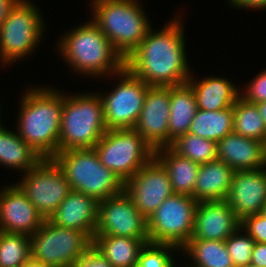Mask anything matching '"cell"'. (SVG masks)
<instances>
[{"label": "cell", "instance_id": "ba28073f", "mask_svg": "<svg viewBox=\"0 0 266 267\" xmlns=\"http://www.w3.org/2000/svg\"><path fill=\"white\" fill-rule=\"evenodd\" d=\"M39 8L19 0L0 26V60L5 66L25 58L43 38L44 21Z\"/></svg>", "mask_w": 266, "mask_h": 267}, {"label": "cell", "instance_id": "277c9868", "mask_svg": "<svg viewBox=\"0 0 266 267\" xmlns=\"http://www.w3.org/2000/svg\"><path fill=\"white\" fill-rule=\"evenodd\" d=\"M138 0H92V21L125 60L151 29Z\"/></svg>", "mask_w": 266, "mask_h": 267}, {"label": "cell", "instance_id": "60d3db41", "mask_svg": "<svg viewBox=\"0 0 266 267\" xmlns=\"http://www.w3.org/2000/svg\"><path fill=\"white\" fill-rule=\"evenodd\" d=\"M257 108L259 110V113L261 114V117L264 121V124L266 126V101L264 102H260V103H256Z\"/></svg>", "mask_w": 266, "mask_h": 267}, {"label": "cell", "instance_id": "52a82bcc", "mask_svg": "<svg viewBox=\"0 0 266 267\" xmlns=\"http://www.w3.org/2000/svg\"><path fill=\"white\" fill-rule=\"evenodd\" d=\"M93 149L124 184L155 157L154 148L134 129L107 130Z\"/></svg>", "mask_w": 266, "mask_h": 267}, {"label": "cell", "instance_id": "484cf974", "mask_svg": "<svg viewBox=\"0 0 266 267\" xmlns=\"http://www.w3.org/2000/svg\"><path fill=\"white\" fill-rule=\"evenodd\" d=\"M43 158L16 132L0 125V164L27 172Z\"/></svg>", "mask_w": 266, "mask_h": 267}, {"label": "cell", "instance_id": "4dcf8cb0", "mask_svg": "<svg viewBox=\"0 0 266 267\" xmlns=\"http://www.w3.org/2000/svg\"><path fill=\"white\" fill-rule=\"evenodd\" d=\"M30 257V236L0 231V267H21Z\"/></svg>", "mask_w": 266, "mask_h": 267}, {"label": "cell", "instance_id": "836d02e7", "mask_svg": "<svg viewBox=\"0 0 266 267\" xmlns=\"http://www.w3.org/2000/svg\"><path fill=\"white\" fill-rule=\"evenodd\" d=\"M241 228L257 243H266V217L262 213L245 217Z\"/></svg>", "mask_w": 266, "mask_h": 267}, {"label": "cell", "instance_id": "ffe728a7", "mask_svg": "<svg viewBox=\"0 0 266 267\" xmlns=\"http://www.w3.org/2000/svg\"><path fill=\"white\" fill-rule=\"evenodd\" d=\"M217 159L234 171L266 167V143L234 132L217 142Z\"/></svg>", "mask_w": 266, "mask_h": 267}, {"label": "cell", "instance_id": "7a4b0ae2", "mask_svg": "<svg viewBox=\"0 0 266 267\" xmlns=\"http://www.w3.org/2000/svg\"><path fill=\"white\" fill-rule=\"evenodd\" d=\"M24 94L17 133L42 158H53L58 153L63 94L50 87H35Z\"/></svg>", "mask_w": 266, "mask_h": 267}, {"label": "cell", "instance_id": "8fae6325", "mask_svg": "<svg viewBox=\"0 0 266 267\" xmlns=\"http://www.w3.org/2000/svg\"><path fill=\"white\" fill-rule=\"evenodd\" d=\"M16 184L44 219H49L71 191L64 172L53 158H43Z\"/></svg>", "mask_w": 266, "mask_h": 267}, {"label": "cell", "instance_id": "9a60e30c", "mask_svg": "<svg viewBox=\"0 0 266 267\" xmlns=\"http://www.w3.org/2000/svg\"><path fill=\"white\" fill-rule=\"evenodd\" d=\"M170 87L149 86L133 128L154 150L168 146Z\"/></svg>", "mask_w": 266, "mask_h": 267}, {"label": "cell", "instance_id": "d590c367", "mask_svg": "<svg viewBox=\"0 0 266 267\" xmlns=\"http://www.w3.org/2000/svg\"><path fill=\"white\" fill-rule=\"evenodd\" d=\"M72 267H113L103 254L92 244Z\"/></svg>", "mask_w": 266, "mask_h": 267}, {"label": "cell", "instance_id": "d4e9b609", "mask_svg": "<svg viewBox=\"0 0 266 267\" xmlns=\"http://www.w3.org/2000/svg\"><path fill=\"white\" fill-rule=\"evenodd\" d=\"M149 239L120 236H94L92 244L113 267H137L142 248Z\"/></svg>", "mask_w": 266, "mask_h": 267}, {"label": "cell", "instance_id": "4316f807", "mask_svg": "<svg viewBox=\"0 0 266 267\" xmlns=\"http://www.w3.org/2000/svg\"><path fill=\"white\" fill-rule=\"evenodd\" d=\"M233 121V107L219 111L197 109L188 133L217 143L233 132Z\"/></svg>", "mask_w": 266, "mask_h": 267}, {"label": "cell", "instance_id": "83f0119b", "mask_svg": "<svg viewBox=\"0 0 266 267\" xmlns=\"http://www.w3.org/2000/svg\"><path fill=\"white\" fill-rule=\"evenodd\" d=\"M181 250L194 260L190 267H234L225 241L190 239Z\"/></svg>", "mask_w": 266, "mask_h": 267}, {"label": "cell", "instance_id": "7bdbcfd3", "mask_svg": "<svg viewBox=\"0 0 266 267\" xmlns=\"http://www.w3.org/2000/svg\"><path fill=\"white\" fill-rule=\"evenodd\" d=\"M247 267H259V266H256V265H253V264H249Z\"/></svg>", "mask_w": 266, "mask_h": 267}, {"label": "cell", "instance_id": "5bb4252c", "mask_svg": "<svg viewBox=\"0 0 266 267\" xmlns=\"http://www.w3.org/2000/svg\"><path fill=\"white\" fill-rule=\"evenodd\" d=\"M124 191L146 219L174 194L168 172L155 157L124 184Z\"/></svg>", "mask_w": 266, "mask_h": 267}, {"label": "cell", "instance_id": "f546056e", "mask_svg": "<svg viewBox=\"0 0 266 267\" xmlns=\"http://www.w3.org/2000/svg\"><path fill=\"white\" fill-rule=\"evenodd\" d=\"M170 147L199 165L217 160V143L190 133L177 138Z\"/></svg>", "mask_w": 266, "mask_h": 267}, {"label": "cell", "instance_id": "1f68e13d", "mask_svg": "<svg viewBox=\"0 0 266 267\" xmlns=\"http://www.w3.org/2000/svg\"><path fill=\"white\" fill-rule=\"evenodd\" d=\"M225 243L234 267H247L251 264L255 240L246 231L244 233L239 227L225 240Z\"/></svg>", "mask_w": 266, "mask_h": 267}, {"label": "cell", "instance_id": "74e56055", "mask_svg": "<svg viewBox=\"0 0 266 267\" xmlns=\"http://www.w3.org/2000/svg\"><path fill=\"white\" fill-rule=\"evenodd\" d=\"M235 8L266 9V0H229Z\"/></svg>", "mask_w": 266, "mask_h": 267}, {"label": "cell", "instance_id": "6da1fadb", "mask_svg": "<svg viewBox=\"0 0 266 267\" xmlns=\"http://www.w3.org/2000/svg\"><path fill=\"white\" fill-rule=\"evenodd\" d=\"M179 15L146 37L125 59V67L149 86L171 87L191 76L186 57L184 29Z\"/></svg>", "mask_w": 266, "mask_h": 267}, {"label": "cell", "instance_id": "ab89813d", "mask_svg": "<svg viewBox=\"0 0 266 267\" xmlns=\"http://www.w3.org/2000/svg\"><path fill=\"white\" fill-rule=\"evenodd\" d=\"M21 267H50L43 262L33 260L31 257Z\"/></svg>", "mask_w": 266, "mask_h": 267}, {"label": "cell", "instance_id": "3957f363", "mask_svg": "<svg viewBox=\"0 0 266 267\" xmlns=\"http://www.w3.org/2000/svg\"><path fill=\"white\" fill-rule=\"evenodd\" d=\"M59 39L60 55L81 75H114L125 66V60L92 20Z\"/></svg>", "mask_w": 266, "mask_h": 267}, {"label": "cell", "instance_id": "ac0fdd59", "mask_svg": "<svg viewBox=\"0 0 266 267\" xmlns=\"http://www.w3.org/2000/svg\"><path fill=\"white\" fill-rule=\"evenodd\" d=\"M241 221L225 201H200L195 212L191 239L225 241L237 229Z\"/></svg>", "mask_w": 266, "mask_h": 267}, {"label": "cell", "instance_id": "f1b7e54d", "mask_svg": "<svg viewBox=\"0 0 266 267\" xmlns=\"http://www.w3.org/2000/svg\"><path fill=\"white\" fill-rule=\"evenodd\" d=\"M233 132L266 143V126L257 105L239 97L233 106Z\"/></svg>", "mask_w": 266, "mask_h": 267}, {"label": "cell", "instance_id": "4fadbf2b", "mask_svg": "<svg viewBox=\"0 0 266 267\" xmlns=\"http://www.w3.org/2000/svg\"><path fill=\"white\" fill-rule=\"evenodd\" d=\"M95 236H120L149 239L147 219L123 191L98 203V223Z\"/></svg>", "mask_w": 266, "mask_h": 267}, {"label": "cell", "instance_id": "b9f144b4", "mask_svg": "<svg viewBox=\"0 0 266 267\" xmlns=\"http://www.w3.org/2000/svg\"><path fill=\"white\" fill-rule=\"evenodd\" d=\"M262 214L266 217V204H265V206L263 208Z\"/></svg>", "mask_w": 266, "mask_h": 267}, {"label": "cell", "instance_id": "f35d334b", "mask_svg": "<svg viewBox=\"0 0 266 267\" xmlns=\"http://www.w3.org/2000/svg\"><path fill=\"white\" fill-rule=\"evenodd\" d=\"M19 0H0V26Z\"/></svg>", "mask_w": 266, "mask_h": 267}, {"label": "cell", "instance_id": "7c38bea8", "mask_svg": "<svg viewBox=\"0 0 266 267\" xmlns=\"http://www.w3.org/2000/svg\"><path fill=\"white\" fill-rule=\"evenodd\" d=\"M121 80L110 92L99 96L103 102L108 130L133 129L139 119L149 85L125 66L116 73Z\"/></svg>", "mask_w": 266, "mask_h": 267}, {"label": "cell", "instance_id": "2e32d148", "mask_svg": "<svg viewBox=\"0 0 266 267\" xmlns=\"http://www.w3.org/2000/svg\"><path fill=\"white\" fill-rule=\"evenodd\" d=\"M266 167L256 170L234 171L226 202L236 217L262 213L266 204Z\"/></svg>", "mask_w": 266, "mask_h": 267}, {"label": "cell", "instance_id": "44dd1931", "mask_svg": "<svg viewBox=\"0 0 266 267\" xmlns=\"http://www.w3.org/2000/svg\"><path fill=\"white\" fill-rule=\"evenodd\" d=\"M187 83L195 93L197 108L200 110L219 111L233 107L241 96L240 89L224 77L210 76L198 82L190 76Z\"/></svg>", "mask_w": 266, "mask_h": 267}, {"label": "cell", "instance_id": "8992f818", "mask_svg": "<svg viewBox=\"0 0 266 267\" xmlns=\"http://www.w3.org/2000/svg\"><path fill=\"white\" fill-rule=\"evenodd\" d=\"M53 159L64 172L71 190L93 197L98 202L124 191V183L101 164L94 149L61 151Z\"/></svg>", "mask_w": 266, "mask_h": 267}, {"label": "cell", "instance_id": "9c48e42d", "mask_svg": "<svg viewBox=\"0 0 266 267\" xmlns=\"http://www.w3.org/2000/svg\"><path fill=\"white\" fill-rule=\"evenodd\" d=\"M91 245L84 232L55 225L49 219L30 236L31 258L50 267H72Z\"/></svg>", "mask_w": 266, "mask_h": 267}, {"label": "cell", "instance_id": "8d00e7d4", "mask_svg": "<svg viewBox=\"0 0 266 267\" xmlns=\"http://www.w3.org/2000/svg\"><path fill=\"white\" fill-rule=\"evenodd\" d=\"M251 264L259 267H266V243L255 242Z\"/></svg>", "mask_w": 266, "mask_h": 267}, {"label": "cell", "instance_id": "7402d4cb", "mask_svg": "<svg viewBox=\"0 0 266 267\" xmlns=\"http://www.w3.org/2000/svg\"><path fill=\"white\" fill-rule=\"evenodd\" d=\"M234 170L221 160L200 164L192 197L197 201L226 200Z\"/></svg>", "mask_w": 266, "mask_h": 267}, {"label": "cell", "instance_id": "e0dca14e", "mask_svg": "<svg viewBox=\"0 0 266 267\" xmlns=\"http://www.w3.org/2000/svg\"><path fill=\"white\" fill-rule=\"evenodd\" d=\"M44 220L17 184L0 192V231L32 236Z\"/></svg>", "mask_w": 266, "mask_h": 267}, {"label": "cell", "instance_id": "d6a6232c", "mask_svg": "<svg viewBox=\"0 0 266 267\" xmlns=\"http://www.w3.org/2000/svg\"><path fill=\"white\" fill-rule=\"evenodd\" d=\"M176 249L169 244L148 242L140 252L137 267H174L173 255L170 253L172 250L178 251Z\"/></svg>", "mask_w": 266, "mask_h": 267}, {"label": "cell", "instance_id": "30bf717a", "mask_svg": "<svg viewBox=\"0 0 266 267\" xmlns=\"http://www.w3.org/2000/svg\"><path fill=\"white\" fill-rule=\"evenodd\" d=\"M197 203L192 196H169L147 219L149 242L169 244L180 251L191 239Z\"/></svg>", "mask_w": 266, "mask_h": 267}, {"label": "cell", "instance_id": "5b68a950", "mask_svg": "<svg viewBox=\"0 0 266 267\" xmlns=\"http://www.w3.org/2000/svg\"><path fill=\"white\" fill-rule=\"evenodd\" d=\"M65 95L63 92L58 152L93 149L108 130L99 93Z\"/></svg>", "mask_w": 266, "mask_h": 267}, {"label": "cell", "instance_id": "603a6c76", "mask_svg": "<svg viewBox=\"0 0 266 267\" xmlns=\"http://www.w3.org/2000/svg\"><path fill=\"white\" fill-rule=\"evenodd\" d=\"M197 109L195 93L188 83L170 87L168 146L189 132Z\"/></svg>", "mask_w": 266, "mask_h": 267}, {"label": "cell", "instance_id": "e575fe53", "mask_svg": "<svg viewBox=\"0 0 266 267\" xmlns=\"http://www.w3.org/2000/svg\"><path fill=\"white\" fill-rule=\"evenodd\" d=\"M248 85L243 94L241 91V97L254 104L266 101V70L260 72Z\"/></svg>", "mask_w": 266, "mask_h": 267}, {"label": "cell", "instance_id": "cb8c5ba5", "mask_svg": "<svg viewBox=\"0 0 266 267\" xmlns=\"http://www.w3.org/2000/svg\"><path fill=\"white\" fill-rule=\"evenodd\" d=\"M155 158L168 172L174 194L192 196L200 165L179 155L170 146L156 149Z\"/></svg>", "mask_w": 266, "mask_h": 267}, {"label": "cell", "instance_id": "d6986e66", "mask_svg": "<svg viewBox=\"0 0 266 267\" xmlns=\"http://www.w3.org/2000/svg\"><path fill=\"white\" fill-rule=\"evenodd\" d=\"M98 201L71 190L49 220L58 226L84 232L91 240L98 223Z\"/></svg>", "mask_w": 266, "mask_h": 267}]
</instances>
